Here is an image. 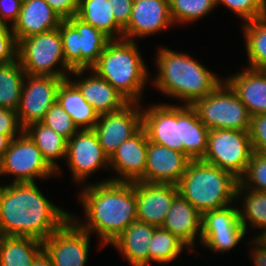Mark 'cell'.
Listing matches in <instances>:
<instances>
[{
    "label": "cell",
    "instance_id": "cell-33",
    "mask_svg": "<svg viewBox=\"0 0 266 266\" xmlns=\"http://www.w3.org/2000/svg\"><path fill=\"white\" fill-rule=\"evenodd\" d=\"M190 248L177 236L158 227L155 229L149 243L150 264L153 261L159 264H168L177 259L181 252Z\"/></svg>",
    "mask_w": 266,
    "mask_h": 266
},
{
    "label": "cell",
    "instance_id": "cell-37",
    "mask_svg": "<svg viewBox=\"0 0 266 266\" xmlns=\"http://www.w3.org/2000/svg\"><path fill=\"white\" fill-rule=\"evenodd\" d=\"M215 2L216 6L222 4L232 10L244 23L266 15V0H215Z\"/></svg>",
    "mask_w": 266,
    "mask_h": 266
},
{
    "label": "cell",
    "instance_id": "cell-22",
    "mask_svg": "<svg viewBox=\"0 0 266 266\" xmlns=\"http://www.w3.org/2000/svg\"><path fill=\"white\" fill-rule=\"evenodd\" d=\"M63 19L45 0H23L19 17L11 27L17 42L58 28Z\"/></svg>",
    "mask_w": 266,
    "mask_h": 266
},
{
    "label": "cell",
    "instance_id": "cell-18",
    "mask_svg": "<svg viewBox=\"0 0 266 266\" xmlns=\"http://www.w3.org/2000/svg\"><path fill=\"white\" fill-rule=\"evenodd\" d=\"M174 25L169 0H133L131 18L123 29V39L135 41Z\"/></svg>",
    "mask_w": 266,
    "mask_h": 266
},
{
    "label": "cell",
    "instance_id": "cell-35",
    "mask_svg": "<svg viewBox=\"0 0 266 266\" xmlns=\"http://www.w3.org/2000/svg\"><path fill=\"white\" fill-rule=\"evenodd\" d=\"M239 183L247 189L266 192V154L253 151Z\"/></svg>",
    "mask_w": 266,
    "mask_h": 266
},
{
    "label": "cell",
    "instance_id": "cell-45",
    "mask_svg": "<svg viewBox=\"0 0 266 266\" xmlns=\"http://www.w3.org/2000/svg\"><path fill=\"white\" fill-rule=\"evenodd\" d=\"M32 266H54L50 256L43 249L33 260Z\"/></svg>",
    "mask_w": 266,
    "mask_h": 266
},
{
    "label": "cell",
    "instance_id": "cell-27",
    "mask_svg": "<svg viewBox=\"0 0 266 266\" xmlns=\"http://www.w3.org/2000/svg\"><path fill=\"white\" fill-rule=\"evenodd\" d=\"M108 0H79L77 17L103 32L111 40L123 39V28L116 22Z\"/></svg>",
    "mask_w": 266,
    "mask_h": 266
},
{
    "label": "cell",
    "instance_id": "cell-19",
    "mask_svg": "<svg viewBox=\"0 0 266 266\" xmlns=\"http://www.w3.org/2000/svg\"><path fill=\"white\" fill-rule=\"evenodd\" d=\"M190 161L179 151L148 141L145 183L177 185Z\"/></svg>",
    "mask_w": 266,
    "mask_h": 266
},
{
    "label": "cell",
    "instance_id": "cell-28",
    "mask_svg": "<svg viewBox=\"0 0 266 266\" xmlns=\"http://www.w3.org/2000/svg\"><path fill=\"white\" fill-rule=\"evenodd\" d=\"M24 132L36 144L42 157L56 171V174L60 175L62 169L60 171L57 159L66 158L68 140L41 122L27 125Z\"/></svg>",
    "mask_w": 266,
    "mask_h": 266
},
{
    "label": "cell",
    "instance_id": "cell-25",
    "mask_svg": "<svg viewBox=\"0 0 266 266\" xmlns=\"http://www.w3.org/2000/svg\"><path fill=\"white\" fill-rule=\"evenodd\" d=\"M156 228L135 220L110 245L126 257L131 266H150L149 243Z\"/></svg>",
    "mask_w": 266,
    "mask_h": 266
},
{
    "label": "cell",
    "instance_id": "cell-21",
    "mask_svg": "<svg viewBox=\"0 0 266 266\" xmlns=\"http://www.w3.org/2000/svg\"><path fill=\"white\" fill-rule=\"evenodd\" d=\"M86 69L71 72L77 80L71 81L79 88L83 98L99 114L112 113L124 108L129 102L106 80L100 78L92 69L89 76L82 78ZM79 77L80 80H79Z\"/></svg>",
    "mask_w": 266,
    "mask_h": 266
},
{
    "label": "cell",
    "instance_id": "cell-6",
    "mask_svg": "<svg viewBox=\"0 0 266 266\" xmlns=\"http://www.w3.org/2000/svg\"><path fill=\"white\" fill-rule=\"evenodd\" d=\"M239 179L232 173L199 160H191L180 182L179 194L201 214L236 202Z\"/></svg>",
    "mask_w": 266,
    "mask_h": 266
},
{
    "label": "cell",
    "instance_id": "cell-14",
    "mask_svg": "<svg viewBox=\"0 0 266 266\" xmlns=\"http://www.w3.org/2000/svg\"><path fill=\"white\" fill-rule=\"evenodd\" d=\"M64 79L66 78L26 74L16 111L23 128L44 118L56 102L58 89Z\"/></svg>",
    "mask_w": 266,
    "mask_h": 266
},
{
    "label": "cell",
    "instance_id": "cell-43",
    "mask_svg": "<svg viewBox=\"0 0 266 266\" xmlns=\"http://www.w3.org/2000/svg\"><path fill=\"white\" fill-rule=\"evenodd\" d=\"M50 7L63 19L77 15L79 0H45Z\"/></svg>",
    "mask_w": 266,
    "mask_h": 266
},
{
    "label": "cell",
    "instance_id": "cell-26",
    "mask_svg": "<svg viewBox=\"0 0 266 266\" xmlns=\"http://www.w3.org/2000/svg\"><path fill=\"white\" fill-rule=\"evenodd\" d=\"M56 101L70 115L79 130L94 129L99 114L87 103L79 88L70 78L62 81Z\"/></svg>",
    "mask_w": 266,
    "mask_h": 266
},
{
    "label": "cell",
    "instance_id": "cell-11",
    "mask_svg": "<svg viewBox=\"0 0 266 266\" xmlns=\"http://www.w3.org/2000/svg\"><path fill=\"white\" fill-rule=\"evenodd\" d=\"M55 174V175H54ZM13 175L12 183L36 182L56 176V171L42 157L41 151L23 131L12 139L0 162V176Z\"/></svg>",
    "mask_w": 266,
    "mask_h": 266
},
{
    "label": "cell",
    "instance_id": "cell-31",
    "mask_svg": "<svg viewBox=\"0 0 266 266\" xmlns=\"http://www.w3.org/2000/svg\"><path fill=\"white\" fill-rule=\"evenodd\" d=\"M242 25L248 67L266 70V15Z\"/></svg>",
    "mask_w": 266,
    "mask_h": 266
},
{
    "label": "cell",
    "instance_id": "cell-39",
    "mask_svg": "<svg viewBox=\"0 0 266 266\" xmlns=\"http://www.w3.org/2000/svg\"><path fill=\"white\" fill-rule=\"evenodd\" d=\"M249 136L253 151L266 154V114L251 116Z\"/></svg>",
    "mask_w": 266,
    "mask_h": 266
},
{
    "label": "cell",
    "instance_id": "cell-47",
    "mask_svg": "<svg viewBox=\"0 0 266 266\" xmlns=\"http://www.w3.org/2000/svg\"><path fill=\"white\" fill-rule=\"evenodd\" d=\"M260 234L258 235H255L256 238L261 242L263 243L265 246H266V230L263 231V232H259Z\"/></svg>",
    "mask_w": 266,
    "mask_h": 266
},
{
    "label": "cell",
    "instance_id": "cell-16",
    "mask_svg": "<svg viewBox=\"0 0 266 266\" xmlns=\"http://www.w3.org/2000/svg\"><path fill=\"white\" fill-rule=\"evenodd\" d=\"M139 104L141 103H129L121 110L99 115L93 130L108 158L123 141L142 127V107Z\"/></svg>",
    "mask_w": 266,
    "mask_h": 266
},
{
    "label": "cell",
    "instance_id": "cell-40",
    "mask_svg": "<svg viewBox=\"0 0 266 266\" xmlns=\"http://www.w3.org/2000/svg\"><path fill=\"white\" fill-rule=\"evenodd\" d=\"M24 131L20 125L17 112L9 108H0V133L7 135L11 140Z\"/></svg>",
    "mask_w": 266,
    "mask_h": 266
},
{
    "label": "cell",
    "instance_id": "cell-32",
    "mask_svg": "<svg viewBox=\"0 0 266 266\" xmlns=\"http://www.w3.org/2000/svg\"><path fill=\"white\" fill-rule=\"evenodd\" d=\"M25 76L19 60L0 64V108L18 110Z\"/></svg>",
    "mask_w": 266,
    "mask_h": 266
},
{
    "label": "cell",
    "instance_id": "cell-9",
    "mask_svg": "<svg viewBox=\"0 0 266 266\" xmlns=\"http://www.w3.org/2000/svg\"><path fill=\"white\" fill-rule=\"evenodd\" d=\"M66 64L72 69H91L111 41L103 32L77 16L63 20L58 27Z\"/></svg>",
    "mask_w": 266,
    "mask_h": 266
},
{
    "label": "cell",
    "instance_id": "cell-41",
    "mask_svg": "<svg viewBox=\"0 0 266 266\" xmlns=\"http://www.w3.org/2000/svg\"><path fill=\"white\" fill-rule=\"evenodd\" d=\"M23 0H0V24L9 25L11 27L17 21L21 11Z\"/></svg>",
    "mask_w": 266,
    "mask_h": 266
},
{
    "label": "cell",
    "instance_id": "cell-13",
    "mask_svg": "<svg viewBox=\"0 0 266 266\" xmlns=\"http://www.w3.org/2000/svg\"><path fill=\"white\" fill-rule=\"evenodd\" d=\"M65 160L71 171L72 181L77 184L84 183L100 168H109V158L103 152L93 129L78 130L67 141Z\"/></svg>",
    "mask_w": 266,
    "mask_h": 266
},
{
    "label": "cell",
    "instance_id": "cell-1",
    "mask_svg": "<svg viewBox=\"0 0 266 266\" xmlns=\"http://www.w3.org/2000/svg\"><path fill=\"white\" fill-rule=\"evenodd\" d=\"M35 183L0 185V236L44 242L71 218L70 212L50 202Z\"/></svg>",
    "mask_w": 266,
    "mask_h": 266
},
{
    "label": "cell",
    "instance_id": "cell-3",
    "mask_svg": "<svg viewBox=\"0 0 266 266\" xmlns=\"http://www.w3.org/2000/svg\"><path fill=\"white\" fill-rule=\"evenodd\" d=\"M142 128L149 142L202 159L207 150L209 128L191 105L153 104L142 107Z\"/></svg>",
    "mask_w": 266,
    "mask_h": 266
},
{
    "label": "cell",
    "instance_id": "cell-5",
    "mask_svg": "<svg viewBox=\"0 0 266 266\" xmlns=\"http://www.w3.org/2000/svg\"><path fill=\"white\" fill-rule=\"evenodd\" d=\"M147 67L136 41L120 39L107 44L91 69L129 103H140L145 84L150 80Z\"/></svg>",
    "mask_w": 266,
    "mask_h": 266
},
{
    "label": "cell",
    "instance_id": "cell-12",
    "mask_svg": "<svg viewBox=\"0 0 266 266\" xmlns=\"http://www.w3.org/2000/svg\"><path fill=\"white\" fill-rule=\"evenodd\" d=\"M246 234L240 222L239 207H234V204L202 214L200 241L211 252H229L241 243Z\"/></svg>",
    "mask_w": 266,
    "mask_h": 266
},
{
    "label": "cell",
    "instance_id": "cell-42",
    "mask_svg": "<svg viewBox=\"0 0 266 266\" xmlns=\"http://www.w3.org/2000/svg\"><path fill=\"white\" fill-rule=\"evenodd\" d=\"M116 22L124 29L131 18L133 0H108Z\"/></svg>",
    "mask_w": 266,
    "mask_h": 266
},
{
    "label": "cell",
    "instance_id": "cell-30",
    "mask_svg": "<svg viewBox=\"0 0 266 266\" xmlns=\"http://www.w3.org/2000/svg\"><path fill=\"white\" fill-rule=\"evenodd\" d=\"M239 195V196H238ZM243 196V197H242ZM242 198L243 207H239L240 222L248 234L251 227L266 230V192H260L243 187L240 183L236 189V203ZM249 224V225H248ZM248 226V227H247ZM264 229V230H263Z\"/></svg>",
    "mask_w": 266,
    "mask_h": 266
},
{
    "label": "cell",
    "instance_id": "cell-23",
    "mask_svg": "<svg viewBox=\"0 0 266 266\" xmlns=\"http://www.w3.org/2000/svg\"><path fill=\"white\" fill-rule=\"evenodd\" d=\"M201 220L202 214L178 193L161 228L177 236L191 251L195 247V238L201 239Z\"/></svg>",
    "mask_w": 266,
    "mask_h": 266
},
{
    "label": "cell",
    "instance_id": "cell-46",
    "mask_svg": "<svg viewBox=\"0 0 266 266\" xmlns=\"http://www.w3.org/2000/svg\"><path fill=\"white\" fill-rule=\"evenodd\" d=\"M10 142L11 139L7 135L0 133V162L5 152L8 150Z\"/></svg>",
    "mask_w": 266,
    "mask_h": 266
},
{
    "label": "cell",
    "instance_id": "cell-36",
    "mask_svg": "<svg viewBox=\"0 0 266 266\" xmlns=\"http://www.w3.org/2000/svg\"><path fill=\"white\" fill-rule=\"evenodd\" d=\"M56 133L69 140L79 129L70 115L56 101L40 121Z\"/></svg>",
    "mask_w": 266,
    "mask_h": 266
},
{
    "label": "cell",
    "instance_id": "cell-38",
    "mask_svg": "<svg viewBox=\"0 0 266 266\" xmlns=\"http://www.w3.org/2000/svg\"><path fill=\"white\" fill-rule=\"evenodd\" d=\"M18 60V42L11 26L0 24V64Z\"/></svg>",
    "mask_w": 266,
    "mask_h": 266
},
{
    "label": "cell",
    "instance_id": "cell-20",
    "mask_svg": "<svg viewBox=\"0 0 266 266\" xmlns=\"http://www.w3.org/2000/svg\"><path fill=\"white\" fill-rule=\"evenodd\" d=\"M137 220L155 227L162 224L170 210L175 196L179 193L174 184H152L135 182Z\"/></svg>",
    "mask_w": 266,
    "mask_h": 266
},
{
    "label": "cell",
    "instance_id": "cell-17",
    "mask_svg": "<svg viewBox=\"0 0 266 266\" xmlns=\"http://www.w3.org/2000/svg\"><path fill=\"white\" fill-rule=\"evenodd\" d=\"M148 139L141 127L134 135L123 141L109 158L110 170L117 172L114 182H145Z\"/></svg>",
    "mask_w": 266,
    "mask_h": 266
},
{
    "label": "cell",
    "instance_id": "cell-10",
    "mask_svg": "<svg viewBox=\"0 0 266 266\" xmlns=\"http://www.w3.org/2000/svg\"><path fill=\"white\" fill-rule=\"evenodd\" d=\"M253 149L249 131L212 129L202 161L232 173L240 179L246 172Z\"/></svg>",
    "mask_w": 266,
    "mask_h": 266
},
{
    "label": "cell",
    "instance_id": "cell-24",
    "mask_svg": "<svg viewBox=\"0 0 266 266\" xmlns=\"http://www.w3.org/2000/svg\"><path fill=\"white\" fill-rule=\"evenodd\" d=\"M250 115L266 114V70L245 68L224 79Z\"/></svg>",
    "mask_w": 266,
    "mask_h": 266
},
{
    "label": "cell",
    "instance_id": "cell-44",
    "mask_svg": "<svg viewBox=\"0 0 266 266\" xmlns=\"http://www.w3.org/2000/svg\"><path fill=\"white\" fill-rule=\"evenodd\" d=\"M252 244H254V248L250 252H252L251 259L255 266H266V246L261 243L256 237L251 238Z\"/></svg>",
    "mask_w": 266,
    "mask_h": 266
},
{
    "label": "cell",
    "instance_id": "cell-34",
    "mask_svg": "<svg viewBox=\"0 0 266 266\" xmlns=\"http://www.w3.org/2000/svg\"><path fill=\"white\" fill-rule=\"evenodd\" d=\"M174 24H189L208 15L216 6L215 0H169Z\"/></svg>",
    "mask_w": 266,
    "mask_h": 266
},
{
    "label": "cell",
    "instance_id": "cell-2",
    "mask_svg": "<svg viewBox=\"0 0 266 266\" xmlns=\"http://www.w3.org/2000/svg\"><path fill=\"white\" fill-rule=\"evenodd\" d=\"M79 194L87 222L79 220L74 213L71 219L82 230L96 233L101 248L111 244L137 220L135 182H114L107 178L86 184Z\"/></svg>",
    "mask_w": 266,
    "mask_h": 266
},
{
    "label": "cell",
    "instance_id": "cell-29",
    "mask_svg": "<svg viewBox=\"0 0 266 266\" xmlns=\"http://www.w3.org/2000/svg\"><path fill=\"white\" fill-rule=\"evenodd\" d=\"M43 242L32 237L0 236V266H32Z\"/></svg>",
    "mask_w": 266,
    "mask_h": 266
},
{
    "label": "cell",
    "instance_id": "cell-15",
    "mask_svg": "<svg viewBox=\"0 0 266 266\" xmlns=\"http://www.w3.org/2000/svg\"><path fill=\"white\" fill-rule=\"evenodd\" d=\"M90 236L70 218L43 242V249L54 266H85L89 256Z\"/></svg>",
    "mask_w": 266,
    "mask_h": 266
},
{
    "label": "cell",
    "instance_id": "cell-7",
    "mask_svg": "<svg viewBox=\"0 0 266 266\" xmlns=\"http://www.w3.org/2000/svg\"><path fill=\"white\" fill-rule=\"evenodd\" d=\"M18 60L28 75L69 78L73 71L64 59L59 28L21 39Z\"/></svg>",
    "mask_w": 266,
    "mask_h": 266
},
{
    "label": "cell",
    "instance_id": "cell-8",
    "mask_svg": "<svg viewBox=\"0 0 266 266\" xmlns=\"http://www.w3.org/2000/svg\"><path fill=\"white\" fill-rule=\"evenodd\" d=\"M191 107L210 130L249 131L251 115L236 92L224 79L207 96L195 100Z\"/></svg>",
    "mask_w": 266,
    "mask_h": 266
},
{
    "label": "cell",
    "instance_id": "cell-4",
    "mask_svg": "<svg viewBox=\"0 0 266 266\" xmlns=\"http://www.w3.org/2000/svg\"><path fill=\"white\" fill-rule=\"evenodd\" d=\"M156 55L157 76L152 79L156 89L184 105L211 93L221 82L220 78L206 69L187 53H179L166 47L158 48Z\"/></svg>",
    "mask_w": 266,
    "mask_h": 266
}]
</instances>
